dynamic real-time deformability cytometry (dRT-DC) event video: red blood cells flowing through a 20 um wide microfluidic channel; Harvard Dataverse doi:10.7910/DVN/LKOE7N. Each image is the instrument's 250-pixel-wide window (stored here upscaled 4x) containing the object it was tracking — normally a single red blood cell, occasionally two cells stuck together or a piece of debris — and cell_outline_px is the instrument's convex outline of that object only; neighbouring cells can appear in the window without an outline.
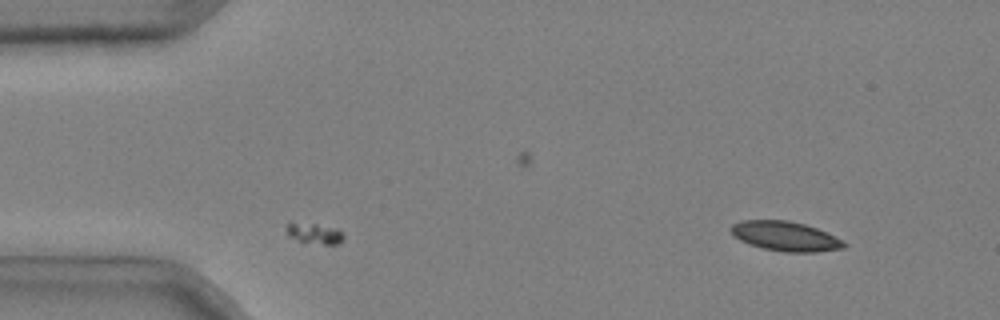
{"species": "common noctule bat (a hibernating species)", "species_latin": "Nyctalus noctula", "temperature_condition": "cold", "stored_images_in_passage": 5, "camera_frame_rate_fps": 3000, "um_per_image_px": 0.085, "animal": {"sex": "male", "body_mass_g": 20.4}, "frame": {"image": 1, "passage_image": 5, "time_ms": 1.333, "image_size_px": [1000, 320], "cell_outline_px": [[848, 244], [844, 248], [816, 252], [784, 252], [764, 248], [748, 244], [732, 236], [728, 228], [732, 224], [740, 220], [788, 220], [804, 224], [816, 228]], "centroid_in_image_um": [66.67, 20.07], "position_along_channel_um": 18.3, "area_um2": 19.48}}